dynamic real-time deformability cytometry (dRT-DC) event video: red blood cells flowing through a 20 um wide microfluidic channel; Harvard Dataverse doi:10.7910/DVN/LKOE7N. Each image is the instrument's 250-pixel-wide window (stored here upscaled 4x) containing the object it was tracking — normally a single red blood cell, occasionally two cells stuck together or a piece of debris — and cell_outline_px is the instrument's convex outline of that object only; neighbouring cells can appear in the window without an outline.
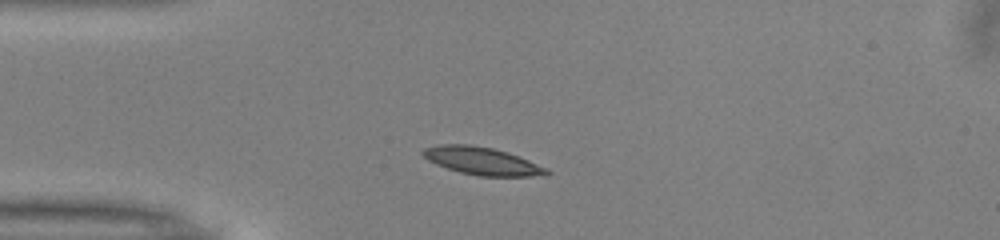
{"species": "common noctule bat (a hibernating species)", "species_latin": "Nyctalus noctula", "temperature_condition": "warm", "stored_images_in_passage": 39, "camera_frame_rate_fps": 3000, "um_per_image_px": 0.085, "animal": {"sex": "male", "body_mass_g": 13.0, "forearm_length_mm": 53.1}, "frame": {"image": 1, "passage_image": 1, "time_ms": 0.0, "image_size_px": [1000, 240], "cell_outline_px": [[552, 172], [544, 176], [480, 176], [460, 172], [436, 164], [428, 160], [420, 152], [424, 148], [440, 144], [468, 144], [492, 148], [508, 152], [520, 156], [548, 168]], "centroid_in_image_um": [41.02, 13.68], "position_along_channel_um": 44.0, "area_um2": 20.06}}
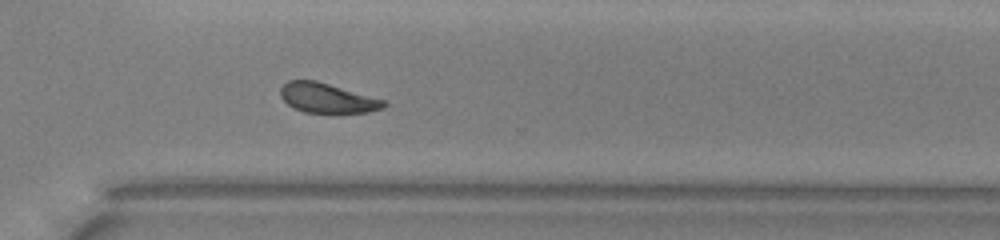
{"frame": {"image": 2, "passage_image": 25, "time_ms": 8.0, "image_size_px": [1000, 240], "cell_outline_px": [[388, 104], [384, 108], [368, 112], [332, 116], [304, 112], [288, 104], [280, 96], [280, 88], [288, 80], [316, 80], [384, 100]], "centroid_in_image_um": [27.84, 8.39], "position_along_channel_um": 342.8, "area_um2": 18.55}}
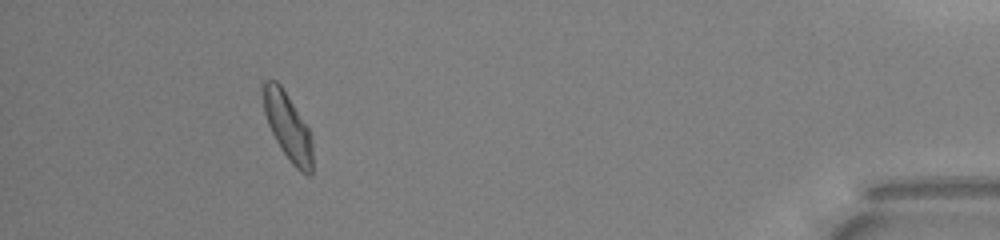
{"frame": {"image": 3, "passage_image": 35, "time_ms": 11.333, "image_size_px": [1000, 240], "cell_outline_px": [[312, 172], [308, 176], [300, 172], [292, 164], [280, 148], [268, 124], [264, 112], [260, 88], [260, 80], [276, 80], [280, 84], [308, 128], [312, 140]], "centroid_in_image_um": [24.41, 10.71], "position_along_channel_um": 410.8, "area_um2": 19.48}, "authors_computed_cell_mechanics": {"area_um2": 18.9006, "velocity_mm_per_s": 3.9804, "shape_relaxation_time_tau1_ms": 4.2036, "shape_relaxation_time_tau2_ms": 3.3573, "deformation_change_tau1": 0.1343, "deformation_change_tau2": 0.093}}